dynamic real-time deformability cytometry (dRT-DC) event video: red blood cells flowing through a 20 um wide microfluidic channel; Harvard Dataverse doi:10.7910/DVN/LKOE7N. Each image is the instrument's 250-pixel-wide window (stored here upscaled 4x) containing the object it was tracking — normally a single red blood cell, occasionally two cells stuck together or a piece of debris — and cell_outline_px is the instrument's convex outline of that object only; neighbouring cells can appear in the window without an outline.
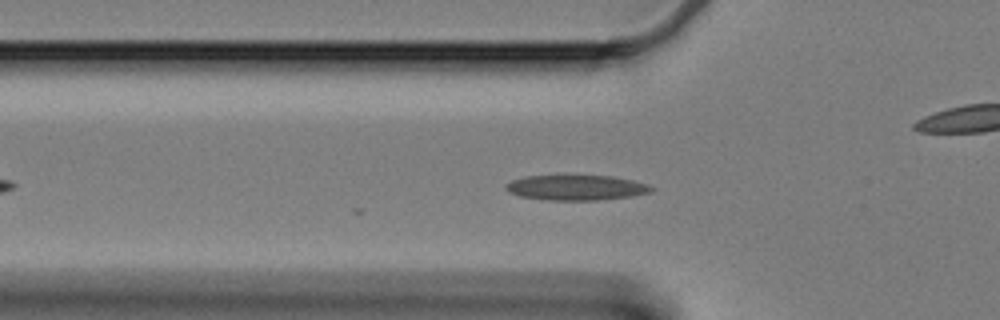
{"species": "Egyptian fruit bat (a non-hibernating species)", "species_latin": "Rousettus aegyptiacus", "temperature_condition": "cold", "stored_images_in_passage": 22, "camera_frame_rate_fps": 3000, "um_per_image_px": 0.085, "animal": {"sex": "female"}, "frame": {"image": 1, "passage_image": 11, "time_ms": 3.333, "image_size_px": [1000, 320], "cell_outline_px": [[656, 188], [652, 192], [632, 196], [596, 200], [548, 200], [520, 196], [508, 192], [504, 188], [504, 184], [512, 180], [524, 176], [564, 172], [612, 176], [632, 180], [648, 184]], "centroid_in_image_um": [48.93, 15.89], "position_along_channel_um": 76.9, "area_um2": 22.66}}
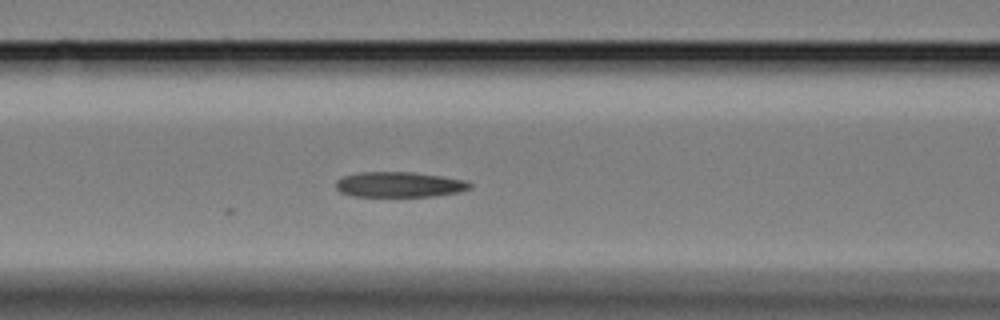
{"frame": {"image": 2, "passage_image": 16, "time_ms": 5.0, "image_size_px": [1000, 320], "cell_outline_px": [[472, 188], [460, 192], [432, 196], [352, 196], [340, 192], [336, 188], [336, 180], [344, 176], [360, 172], [412, 172], [440, 176], [464, 180], [472, 184]], "centroid_in_image_um": [33.94, 15.69], "position_along_channel_um": 132.7, "area_um2": 19.71}}
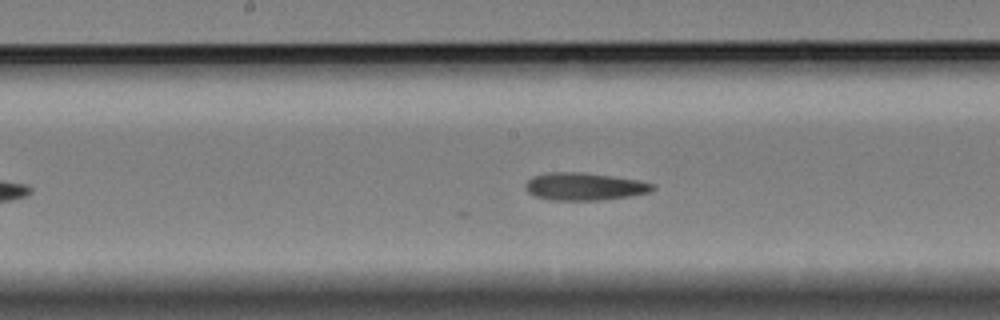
{"frame": {"image": 3, "passage_image": 22, "time_ms": 7.0, "image_size_px": [1000, 320], "cell_outline_px": [[656, 188], [648, 192], [628, 196], [600, 200], [548, 200], [536, 196], [528, 192], [524, 188], [524, 184], [532, 176], [548, 172], [584, 172], [640, 180], [656, 184]], "centroid_in_image_um": [49.65, 15.84], "position_along_channel_um": 198.5, "area_um2": 20.58}}